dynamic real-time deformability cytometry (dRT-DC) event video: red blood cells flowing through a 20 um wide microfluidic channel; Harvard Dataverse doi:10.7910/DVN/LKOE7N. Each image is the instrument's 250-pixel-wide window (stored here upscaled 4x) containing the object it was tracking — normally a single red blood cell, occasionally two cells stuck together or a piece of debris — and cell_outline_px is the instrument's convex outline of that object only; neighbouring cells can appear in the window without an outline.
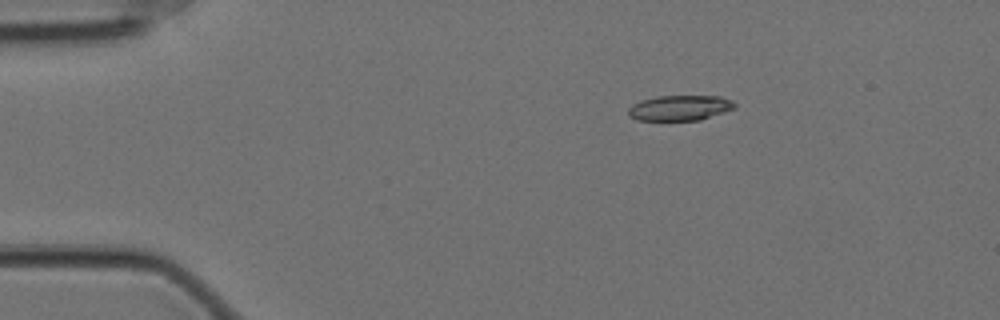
{"species": "Egyptian fruit bat (a non-hibernating species)", "species_latin": "Rousettus aegyptiacus", "temperature_condition": "cold", "stored_images_in_passage": 49, "camera_frame_rate_fps": 3000, "um_per_image_px": 0.085, "animal": {"sex": "female"}, "frame": {"image": 1, "passage_image": 1, "time_ms": 0.0, "image_size_px": [1000, 320], "cell_outline_px": [[736, 108], [700, 120], [636, 120], [628, 116], [628, 108], [632, 104], [656, 96], [720, 96], [732, 100], [736, 104]], "centroid_in_image_um": [57.79, 9.17], "position_along_channel_um": 27.2, "area_um2": 15.72}}
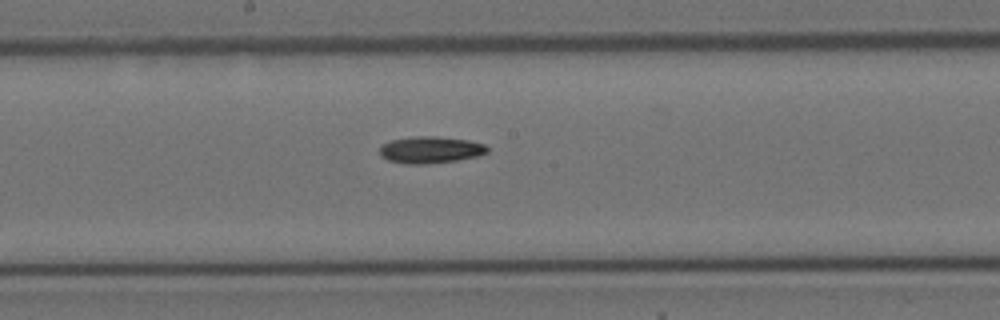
{"frame": {"image": 2, "passage_image": 22, "time_ms": 7.0, "image_size_px": [1000, 320], "cell_outline_px": [[488, 152], [476, 156], [456, 160], [424, 164], [408, 164], [388, 160], [380, 156], [380, 148], [384, 144], [392, 140], [412, 136], [436, 136], [468, 140], [484, 144], [488, 148]], "centroid_in_image_um": [36.58, 12.73], "position_along_channel_um": 211.6, "area_um2": 16.65}}
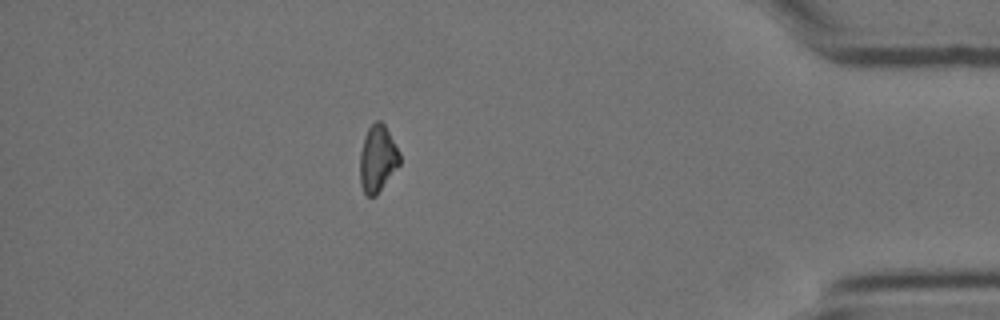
{"frame": {"image": 3, "passage_image": 42, "time_ms": 13.667, "image_size_px": [1000, 320], "cell_outline_px": [[400, 164], [376, 196], [368, 196], [364, 192], [360, 184], [360, 152], [364, 136], [368, 128], [376, 120], [380, 120], [384, 124], [400, 152]], "centroid_in_image_um": [32.09, 13.48], "position_along_channel_um": 403.1, "area_um2": 15.49}}